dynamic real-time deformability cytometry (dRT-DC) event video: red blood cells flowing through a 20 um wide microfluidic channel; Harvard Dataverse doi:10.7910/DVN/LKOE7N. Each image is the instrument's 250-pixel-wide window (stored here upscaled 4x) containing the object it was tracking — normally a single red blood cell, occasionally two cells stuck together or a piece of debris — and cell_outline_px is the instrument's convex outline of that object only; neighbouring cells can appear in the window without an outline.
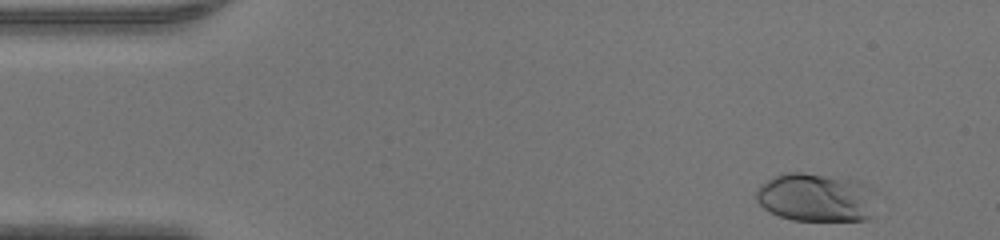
{"species": "human", "species_latin": "Homo sapiens", "temperature_condition": "warm", "stored_images_in_passage": 45, "camera_frame_rate_fps": 3000, "um_per_image_px": 0.085, "donor": {"sex": "male"}, "frame": {"image": 1, "passage_image": 2, "time_ms": 0.333, "image_size_px": [1000, 240], "cell_outline_px": [[876, 188], [872, 216], [864, 220], [792, 220], [780, 216], [764, 208], [756, 200], [756, 192], [760, 184], [776, 176], [788, 172], [804, 172], [848, 176], [860, 180]], "centroid_in_image_um": [69.45, 16.74], "position_along_channel_um": 15.5, "area_um2": 34.85}}
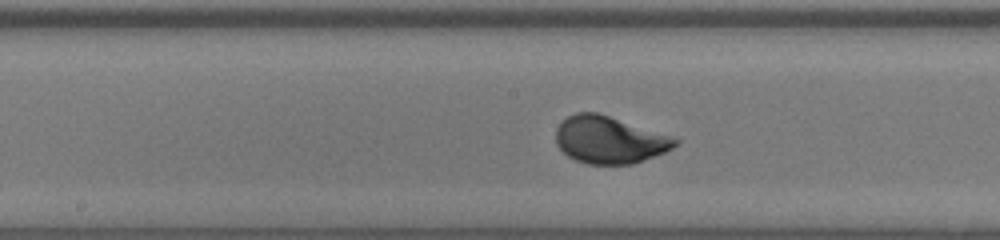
{"frame": {"image": 2, "passage_image": 22, "time_ms": 7.0, "image_size_px": [1000, 240], "cell_outline_px": [[680, 140], [672, 148], [664, 152], [632, 164], [588, 164], [576, 160], [568, 156], [556, 144], [556, 128], [568, 116], [576, 112], [596, 112], [672, 136]], "centroid_in_image_um": [51.78, 11.89], "position_along_channel_um": 196.4, "area_um2": 32.43}}
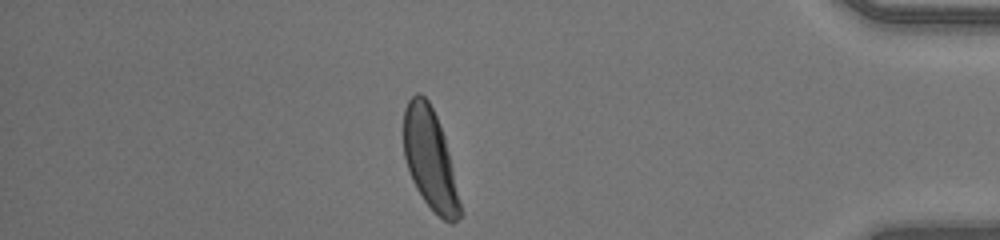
{"frame": {"image": 3, "passage_image": 39, "time_ms": 12.667, "image_size_px": [1000, 240], "cell_outline_px": [[464, 216], [452, 224], [448, 224], [424, 200], [416, 188], [412, 180], [404, 156], [404, 108], [408, 100], [416, 92], [420, 92], [428, 100], [436, 116], [444, 136], [464, 212]], "centroid_in_image_um": [36.58, 13.57], "position_along_channel_um": 398.6, "area_um2": 33.12}}